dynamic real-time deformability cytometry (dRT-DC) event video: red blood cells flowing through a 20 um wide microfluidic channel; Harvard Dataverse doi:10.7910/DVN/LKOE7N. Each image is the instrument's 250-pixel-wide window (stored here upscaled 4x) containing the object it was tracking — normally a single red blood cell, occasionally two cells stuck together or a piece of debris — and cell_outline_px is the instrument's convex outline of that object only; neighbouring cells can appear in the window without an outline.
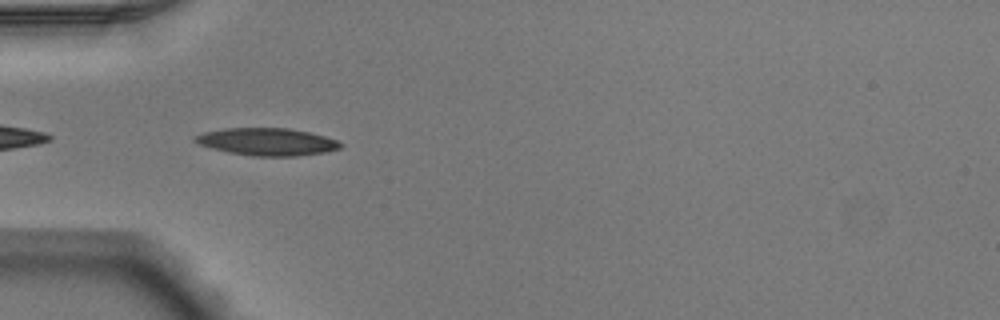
{"species": "Egyptian fruit bat (a non-hibernating species)", "species_latin": "Rousettus aegyptiacus", "temperature_condition": "warm", "stored_images_in_passage": 22, "camera_frame_rate_fps": 3000, "um_per_image_px": 0.085, "animal": {"sex": "male"}, "frame": {"image": 1, "passage_image": 2, "time_ms": 0.333, "image_size_px": [1000, 320], "cell_outline_px": [[344, 144], [340, 148], [324, 152], [296, 156], [252, 156], [228, 152], [212, 148], [200, 144], [192, 140], [196, 136], [204, 132], [228, 128], [288, 128], [308, 132], [324, 136], [336, 140]], "centroid_in_image_um": [22.71, 12.05], "position_along_channel_um": 62.3, "area_um2": 23.0}}
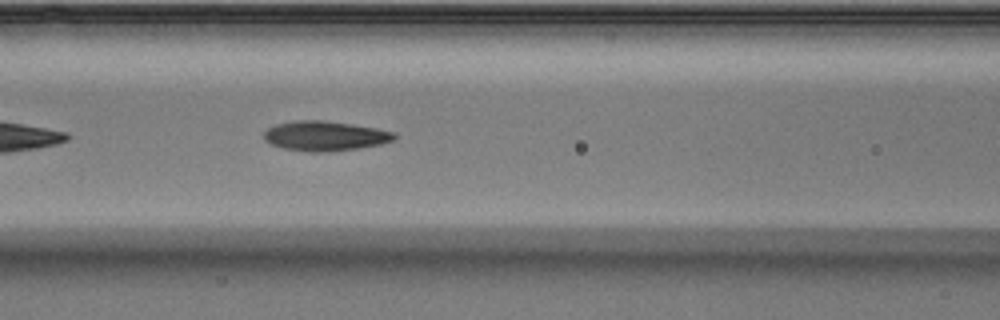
{"frame": {"image": 2, "passage_image": 8, "time_ms": 2.333, "image_size_px": [1000, 320], "cell_outline_px": [[396, 136], [392, 140], [380, 144], [360, 148], [324, 152], [312, 152], [284, 148], [272, 144], [264, 140], [264, 132], [268, 128], [276, 124], [296, 120], [324, 120], [352, 124], [376, 128], [392, 132]], "centroid_in_image_um": [27.6, 11.55], "position_along_channel_um": 139.0, "area_um2": 22.43}}
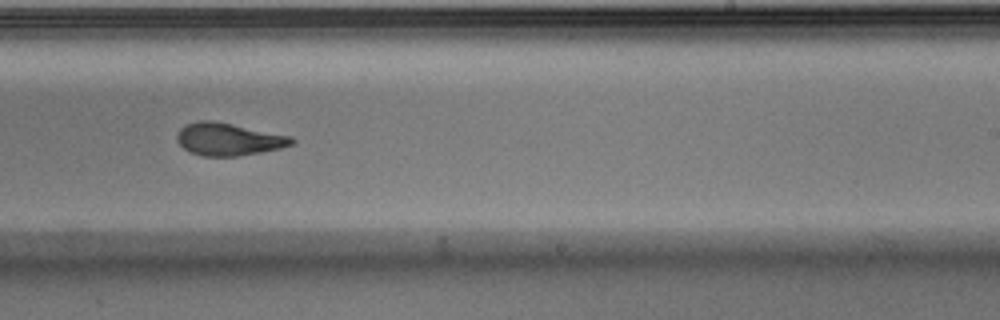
{"frame": {"image": 3, "passage_image": 18, "time_ms": 5.667, "image_size_px": [1000, 320], "cell_outline_px": [[296, 140], [292, 144], [280, 148], [260, 152], [236, 156], [204, 156], [188, 152], [176, 140], [176, 132], [184, 124], [200, 120], [212, 120], [292, 136]], "centroid_in_image_um": [19.38, 11.83], "position_along_channel_um": 269.6, "area_um2": 21.79}}